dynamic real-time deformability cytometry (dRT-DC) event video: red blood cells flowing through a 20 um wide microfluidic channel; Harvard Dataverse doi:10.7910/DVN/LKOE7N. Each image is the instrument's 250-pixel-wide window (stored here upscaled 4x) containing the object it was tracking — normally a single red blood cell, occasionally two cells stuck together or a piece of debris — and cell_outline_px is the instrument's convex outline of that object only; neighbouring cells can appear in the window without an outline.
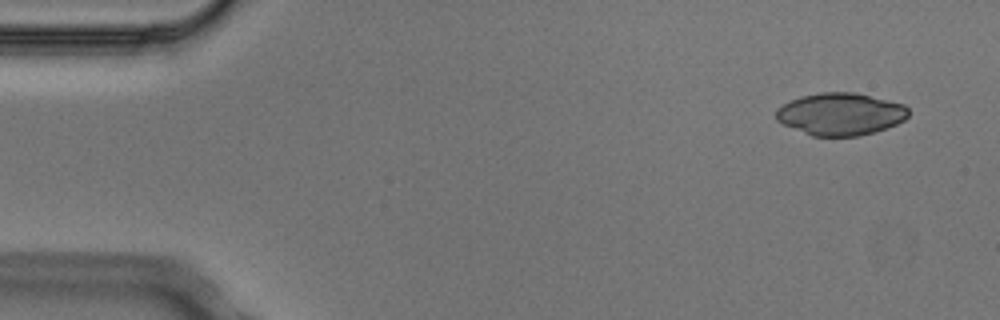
{"species": "Egyptian fruit bat (a non-hibernating species)", "species_latin": "Rousettus aegyptiacus", "temperature_condition": "cold", "stored_images_in_passage": 4, "camera_frame_rate_fps": 3000, "um_per_image_px": 0.085, "animal": {"sex": "male"}, "frame": {"image": 1, "passage_image": 1, "time_ms": 0.0, "image_size_px": [1000, 320], "cell_outline_px": [[908, 116], [904, 120], [896, 124], [876, 132], [860, 136], [812, 136], [784, 124], [776, 120], [776, 108], [800, 96], [820, 92], [852, 92], [888, 100], [904, 104], [908, 108]], "centroid_in_image_um": [71.45, 9.7], "position_along_channel_um": 13.6, "area_um2": 32.6}}